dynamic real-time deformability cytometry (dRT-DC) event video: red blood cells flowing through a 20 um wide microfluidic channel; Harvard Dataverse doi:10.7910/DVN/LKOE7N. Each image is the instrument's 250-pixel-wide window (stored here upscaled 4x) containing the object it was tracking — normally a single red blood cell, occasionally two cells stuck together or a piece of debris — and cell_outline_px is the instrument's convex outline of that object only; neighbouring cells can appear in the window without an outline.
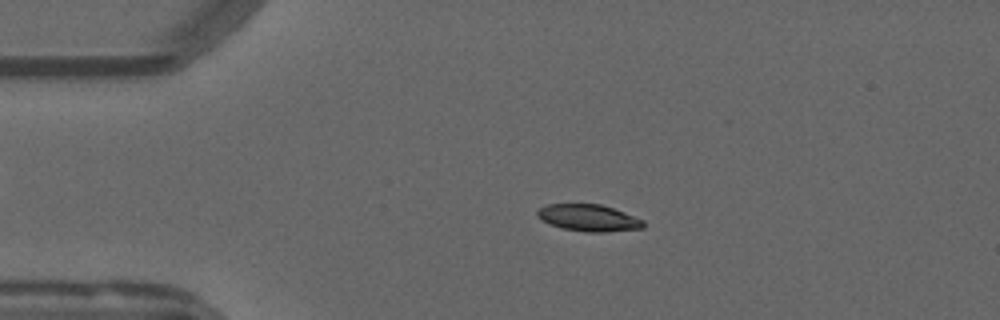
{"species": "common noctule bat (a hibernating species)", "species_latin": "Nyctalus noctula", "temperature_condition": "warm", "stored_images_in_passage": 54, "camera_frame_rate_fps": 3000, "um_per_image_px": 0.085, "animal": {"sex": "male", "forearm_length_mm": 52.5}, "frame": {"image": 1, "passage_image": 11, "time_ms": 3.333, "image_size_px": [1000, 320], "cell_outline_px": [[644, 228], [604, 232], [584, 232], [560, 228], [540, 220], [536, 216], [536, 212], [540, 208], [548, 204], [600, 204], [624, 212], [644, 220]], "centroid_in_image_um": [50.01, 18.52], "position_along_channel_um": 35.0, "area_um2": 16.65}}
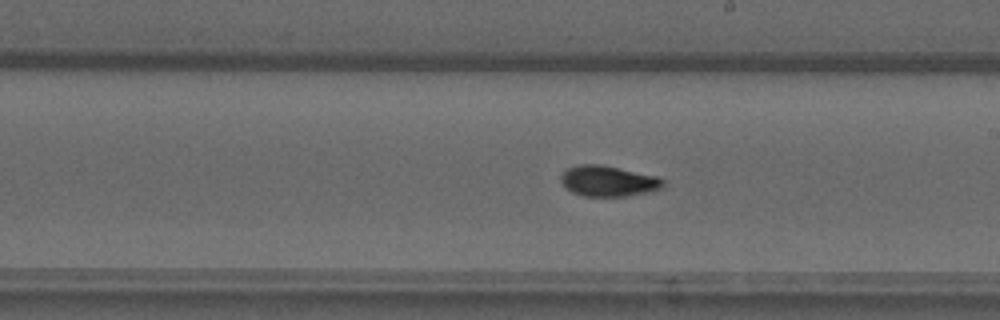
{"frame": {"image": 2, "passage_image": 30, "time_ms": 9.667, "image_size_px": [1000, 320], "cell_outline_px": [[664, 188], [648, 192], [628, 196], [584, 196], [572, 192], [560, 180], [560, 176], [568, 168], [580, 164], [604, 164], [660, 176], [664, 180]], "centroid_in_image_um": [51.77, 15.37], "position_along_channel_um": 237.2, "area_um2": 18.55}}
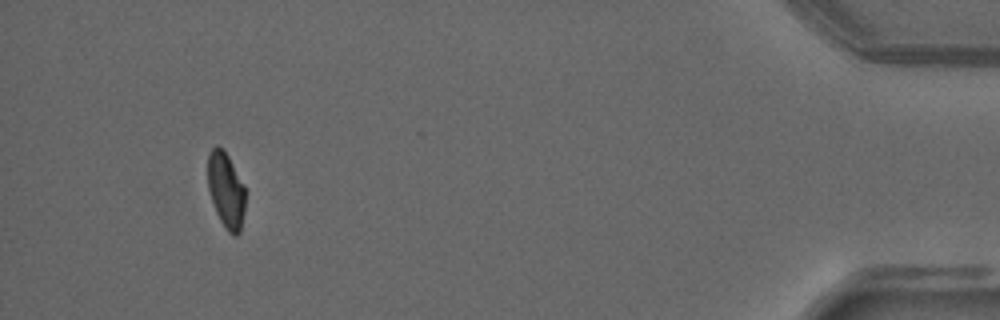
{"frame": {"image": 3, "passage_image": 50, "time_ms": 16.333, "image_size_px": [1000, 320], "cell_outline_px": [[244, 212], [240, 232], [236, 236], [232, 236], [228, 232], [220, 220], [216, 212], [208, 188], [208, 152], [216, 144], [228, 156], [244, 184]], "centroid_in_image_um": [19.2, 16.18], "position_along_channel_um": 416.0, "area_um2": 16.42}, "authors_computed_cell_mechanics": {"area_um2": 17.3978, "velocity_mm_per_s": 3.7888, "shape_relaxation_time_tau1_ms": 5.2614, "shape_relaxation_time_tau2_ms": 2.269, "deformation_change_tau1": 0.1887, "deformation_change_tau2": 0.0283}}